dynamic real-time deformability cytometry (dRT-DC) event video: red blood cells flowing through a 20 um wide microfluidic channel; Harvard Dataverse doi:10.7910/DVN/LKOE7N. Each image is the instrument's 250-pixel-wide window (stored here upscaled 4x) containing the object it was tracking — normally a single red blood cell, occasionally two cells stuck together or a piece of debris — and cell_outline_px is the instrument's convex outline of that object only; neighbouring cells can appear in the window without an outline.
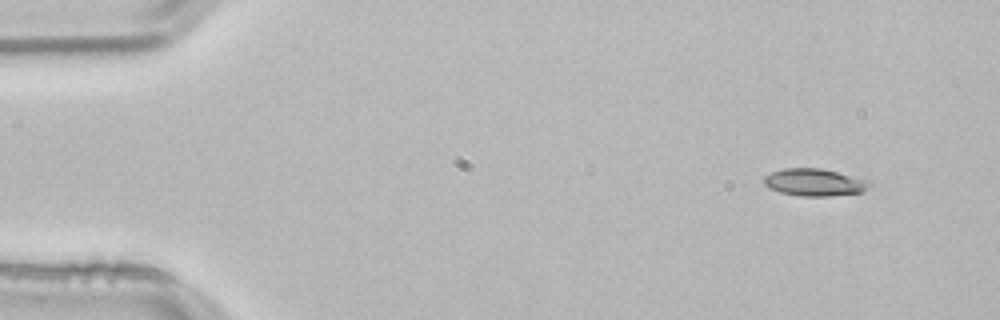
{"species": "common noctule bat (a hibernating species)", "species_latin": "Nyctalus noctula", "temperature_condition": "room temperature", "stored_images_in_passage": 3, "camera_frame_rate_fps": 3000, "um_per_image_px": 0.085, "animal": {"sex": "male", "body_mass_g": 21.5, "forearm_length_mm": 52.0}, "frame": {"image": 1, "passage_image": 1, "time_ms": 0.0, "image_size_px": [1000, 320], "cell_outline_px": [[872, 184], [868, 188], [860, 192], [828, 196], [800, 196], [780, 192], [768, 188], [764, 184], [764, 176], [772, 172], [784, 168], [820, 168], [872, 180]], "centroid_in_image_um": [69.25, 15.49], "position_along_channel_um": 15.8, "area_um2": 16.88}}
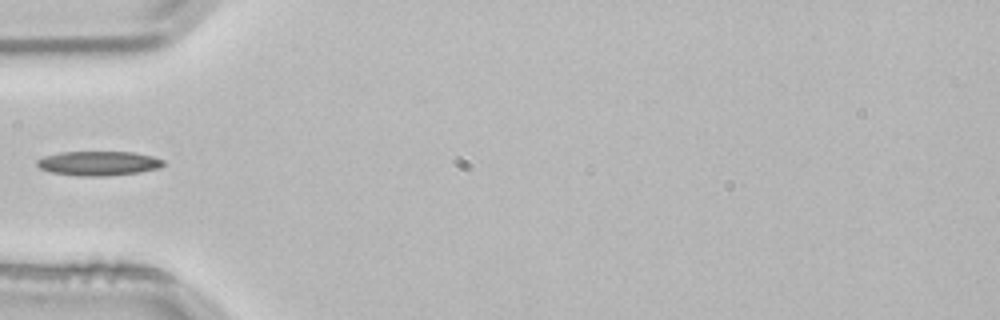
{"frame": {"image": 2, "passage_image": 3, "time_ms": 0.667, "image_size_px": [1000, 320], "cell_outline_px": [[164, 164], [160, 168], [140, 172], [104, 176], [80, 176], [52, 172], [40, 168], [36, 164], [36, 160], [44, 156], [60, 152], [132, 152], [152, 156], [164, 160]], "centroid_in_image_um": [8.38, 13.88], "position_along_channel_um": 76.6, "area_um2": 17.92}}